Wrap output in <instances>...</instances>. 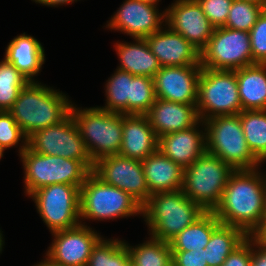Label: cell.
I'll use <instances>...</instances> for the list:
<instances>
[{"instance_id":"obj_25","label":"cell","mask_w":266,"mask_h":266,"mask_svg":"<svg viewBox=\"0 0 266 266\" xmlns=\"http://www.w3.org/2000/svg\"><path fill=\"white\" fill-rule=\"evenodd\" d=\"M243 110H266V64L254 63L236 70Z\"/></svg>"},{"instance_id":"obj_32","label":"cell","mask_w":266,"mask_h":266,"mask_svg":"<svg viewBox=\"0 0 266 266\" xmlns=\"http://www.w3.org/2000/svg\"><path fill=\"white\" fill-rule=\"evenodd\" d=\"M30 81L5 58L0 62V111H9Z\"/></svg>"},{"instance_id":"obj_26","label":"cell","mask_w":266,"mask_h":266,"mask_svg":"<svg viewBox=\"0 0 266 266\" xmlns=\"http://www.w3.org/2000/svg\"><path fill=\"white\" fill-rule=\"evenodd\" d=\"M221 224L212 211H206L193 224L184 228L168 243L171 251H190L204 249L212 232Z\"/></svg>"},{"instance_id":"obj_6","label":"cell","mask_w":266,"mask_h":266,"mask_svg":"<svg viewBox=\"0 0 266 266\" xmlns=\"http://www.w3.org/2000/svg\"><path fill=\"white\" fill-rule=\"evenodd\" d=\"M19 156L24 169V193L28 197L34 191L56 183L81 186L92 172L82 161L42 155L28 147Z\"/></svg>"},{"instance_id":"obj_49","label":"cell","mask_w":266,"mask_h":266,"mask_svg":"<svg viewBox=\"0 0 266 266\" xmlns=\"http://www.w3.org/2000/svg\"><path fill=\"white\" fill-rule=\"evenodd\" d=\"M125 266H133V263L130 260Z\"/></svg>"},{"instance_id":"obj_12","label":"cell","mask_w":266,"mask_h":266,"mask_svg":"<svg viewBox=\"0 0 266 266\" xmlns=\"http://www.w3.org/2000/svg\"><path fill=\"white\" fill-rule=\"evenodd\" d=\"M203 68L235 71L252 65L250 33L225 27L214 29L207 46L200 52Z\"/></svg>"},{"instance_id":"obj_4","label":"cell","mask_w":266,"mask_h":266,"mask_svg":"<svg viewBox=\"0 0 266 266\" xmlns=\"http://www.w3.org/2000/svg\"><path fill=\"white\" fill-rule=\"evenodd\" d=\"M83 142L95 163L104 157L119 154L122 146L123 114L97 107L71 106Z\"/></svg>"},{"instance_id":"obj_36","label":"cell","mask_w":266,"mask_h":266,"mask_svg":"<svg viewBox=\"0 0 266 266\" xmlns=\"http://www.w3.org/2000/svg\"><path fill=\"white\" fill-rule=\"evenodd\" d=\"M249 33L253 63L266 64V9Z\"/></svg>"},{"instance_id":"obj_33","label":"cell","mask_w":266,"mask_h":266,"mask_svg":"<svg viewBox=\"0 0 266 266\" xmlns=\"http://www.w3.org/2000/svg\"><path fill=\"white\" fill-rule=\"evenodd\" d=\"M156 99L153 78L134 76L131 80L128 114L146 115Z\"/></svg>"},{"instance_id":"obj_44","label":"cell","mask_w":266,"mask_h":266,"mask_svg":"<svg viewBox=\"0 0 266 266\" xmlns=\"http://www.w3.org/2000/svg\"><path fill=\"white\" fill-rule=\"evenodd\" d=\"M244 1H248V2H252L255 4H258L260 6H262L263 8L266 9V0H244Z\"/></svg>"},{"instance_id":"obj_47","label":"cell","mask_w":266,"mask_h":266,"mask_svg":"<svg viewBox=\"0 0 266 266\" xmlns=\"http://www.w3.org/2000/svg\"><path fill=\"white\" fill-rule=\"evenodd\" d=\"M142 1L158 5L160 0H142Z\"/></svg>"},{"instance_id":"obj_29","label":"cell","mask_w":266,"mask_h":266,"mask_svg":"<svg viewBox=\"0 0 266 266\" xmlns=\"http://www.w3.org/2000/svg\"><path fill=\"white\" fill-rule=\"evenodd\" d=\"M238 115L247 146L259 160L266 152V110H243Z\"/></svg>"},{"instance_id":"obj_38","label":"cell","mask_w":266,"mask_h":266,"mask_svg":"<svg viewBox=\"0 0 266 266\" xmlns=\"http://www.w3.org/2000/svg\"><path fill=\"white\" fill-rule=\"evenodd\" d=\"M172 266H208L206 248L190 251H172Z\"/></svg>"},{"instance_id":"obj_20","label":"cell","mask_w":266,"mask_h":266,"mask_svg":"<svg viewBox=\"0 0 266 266\" xmlns=\"http://www.w3.org/2000/svg\"><path fill=\"white\" fill-rule=\"evenodd\" d=\"M146 116L158 137L189 129L200 121L196 104L177 103L158 98Z\"/></svg>"},{"instance_id":"obj_34","label":"cell","mask_w":266,"mask_h":266,"mask_svg":"<svg viewBox=\"0 0 266 266\" xmlns=\"http://www.w3.org/2000/svg\"><path fill=\"white\" fill-rule=\"evenodd\" d=\"M265 10L262 6L244 1L233 0L225 28L249 32Z\"/></svg>"},{"instance_id":"obj_22","label":"cell","mask_w":266,"mask_h":266,"mask_svg":"<svg viewBox=\"0 0 266 266\" xmlns=\"http://www.w3.org/2000/svg\"><path fill=\"white\" fill-rule=\"evenodd\" d=\"M44 47L34 36L23 34L14 37L5 49L4 58L12 63L30 82L45 64Z\"/></svg>"},{"instance_id":"obj_23","label":"cell","mask_w":266,"mask_h":266,"mask_svg":"<svg viewBox=\"0 0 266 266\" xmlns=\"http://www.w3.org/2000/svg\"><path fill=\"white\" fill-rule=\"evenodd\" d=\"M142 167L151 195L181 190L184 168L159 150L144 159Z\"/></svg>"},{"instance_id":"obj_2","label":"cell","mask_w":266,"mask_h":266,"mask_svg":"<svg viewBox=\"0 0 266 266\" xmlns=\"http://www.w3.org/2000/svg\"><path fill=\"white\" fill-rule=\"evenodd\" d=\"M68 97L46 84L29 82L8 112L28 138L38 130L60 123L71 113L73 103Z\"/></svg>"},{"instance_id":"obj_35","label":"cell","mask_w":266,"mask_h":266,"mask_svg":"<svg viewBox=\"0 0 266 266\" xmlns=\"http://www.w3.org/2000/svg\"><path fill=\"white\" fill-rule=\"evenodd\" d=\"M18 144L20 155L27 148V137L8 111H0V146L7 150Z\"/></svg>"},{"instance_id":"obj_45","label":"cell","mask_w":266,"mask_h":266,"mask_svg":"<svg viewBox=\"0 0 266 266\" xmlns=\"http://www.w3.org/2000/svg\"><path fill=\"white\" fill-rule=\"evenodd\" d=\"M4 237L2 235V230L0 229V253L2 252V249H3V245H4Z\"/></svg>"},{"instance_id":"obj_21","label":"cell","mask_w":266,"mask_h":266,"mask_svg":"<svg viewBox=\"0 0 266 266\" xmlns=\"http://www.w3.org/2000/svg\"><path fill=\"white\" fill-rule=\"evenodd\" d=\"M158 150V136L146 115L123 114L122 146L119 155L143 161Z\"/></svg>"},{"instance_id":"obj_19","label":"cell","mask_w":266,"mask_h":266,"mask_svg":"<svg viewBox=\"0 0 266 266\" xmlns=\"http://www.w3.org/2000/svg\"><path fill=\"white\" fill-rule=\"evenodd\" d=\"M204 129H201L199 127ZM158 150L182 168H187L206 149V130L202 120L195 126L158 137Z\"/></svg>"},{"instance_id":"obj_28","label":"cell","mask_w":266,"mask_h":266,"mask_svg":"<svg viewBox=\"0 0 266 266\" xmlns=\"http://www.w3.org/2000/svg\"><path fill=\"white\" fill-rule=\"evenodd\" d=\"M148 238L136 246H130L125 241L133 266H172L169 243L151 236Z\"/></svg>"},{"instance_id":"obj_13","label":"cell","mask_w":266,"mask_h":266,"mask_svg":"<svg viewBox=\"0 0 266 266\" xmlns=\"http://www.w3.org/2000/svg\"><path fill=\"white\" fill-rule=\"evenodd\" d=\"M53 241L45 257L57 266H87L93 247L102 238L85 222L52 233Z\"/></svg>"},{"instance_id":"obj_43","label":"cell","mask_w":266,"mask_h":266,"mask_svg":"<svg viewBox=\"0 0 266 266\" xmlns=\"http://www.w3.org/2000/svg\"><path fill=\"white\" fill-rule=\"evenodd\" d=\"M32 266H57L53 263H51L46 257L44 258V260L40 261L39 263H36Z\"/></svg>"},{"instance_id":"obj_9","label":"cell","mask_w":266,"mask_h":266,"mask_svg":"<svg viewBox=\"0 0 266 266\" xmlns=\"http://www.w3.org/2000/svg\"><path fill=\"white\" fill-rule=\"evenodd\" d=\"M197 112L200 120L237 115L242 111L235 71L203 68L198 80Z\"/></svg>"},{"instance_id":"obj_30","label":"cell","mask_w":266,"mask_h":266,"mask_svg":"<svg viewBox=\"0 0 266 266\" xmlns=\"http://www.w3.org/2000/svg\"><path fill=\"white\" fill-rule=\"evenodd\" d=\"M133 77L134 75L129 72L116 69L104 86L106 103L98 107L110 112L128 114V98Z\"/></svg>"},{"instance_id":"obj_39","label":"cell","mask_w":266,"mask_h":266,"mask_svg":"<svg viewBox=\"0 0 266 266\" xmlns=\"http://www.w3.org/2000/svg\"><path fill=\"white\" fill-rule=\"evenodd\" d=\"M252 236H249L241 245L229 254L221 266H251Z\"/></svg>"},{"instance_id":"obj_18","label":"cell","mask_w":266,"mask_h":266,"mask_svg":"<svg viewBox=\"0 0 266 266\" xmlns=\"http://www.w3.org/2000/svg\"><path fill=\"white\" fill-rule=\"evenodd\" d=\"M145 39L161 67L201 65L200 51L167 24Z\"/></svg>"},{"instance_id":"obj_8","label":"cell","mask_w":266,"mask_h":266,"mask_svg":"<svg viewBox=\"0 0 266 266\" xmlns=\"http://www.w3.org/2000/svg\"><path fill=\"white\" fill-rule=\"evenodd\" d=\"M207 152L234 170L258 168V160L247 146L239 115L215 116L203 121Z\"/></svg>"},{"instance_id":"obj_17","label":"cell","mask_w":266,"mask_h":266,"mask_svg":"<svg viewBox=\"0 0 266 266\" xmlns=\"http://www.w3.org/2000/svg\"><path fill=\"white\" fill-rule=\"evenodd\" d=\"M201 70V65L161 67L153 77L156 98L196 104Z\"/></svg>"},{"instance_id":"obj_50","label":"cell","mask_w":266,"mask_h":266,"mask_svg":"<svg viewBox=\"0 0 266 266\" xmlns=\"http://www.w3.org/2000/svg\"><path fill=\"white\" fill-rule=\"evenodd\" d=\"M265 215H266V194H265Z\"/></svg>"},{"instance_id":"obj_3","label":"cell","mask_w":266,"mask_h":266,"mask_svg":"<svg viewBox=\"0 0 266 266\" xmlns=\"http://www.w3.org/2000/svg\"><path fill=\"white\" fill-rule=\"evenodd\" d=\"M206 211L182 190L150 195L142 205V217L153 238L169 242Z\"/></svg>"},{"instance_id":"obj_5","label":"cell","mask_w":266,"mask_h":266,"mask_svg":"<svg viewBox=\"0 0 266 266\" xmlns=\"http://www.w3.org/2000/svg\"><path fill=\"white\" fill-rule=\"evenodd\" d=\"M142 216V205L118 187L106 184L93 172L80 187V221H107Z\"/></svg>"},{"instance_id":"obj_14","label":"cell","mask_w":266,"mask_h":266,"mask_svg":"<svg viewBox=\"0 0 266 266\" xmlns=\"http://www.w3.org/2000/svg\"><path fill=\"white\" fill-rule=\"evenodd\" d=\"M92 172L106 184L130 194L141 205L151 195L140 160L119 154L108 156L96 161Z\"/></svg>"},{"instance_id":"obj_7","label":"cell","mask_w":266,"mask_h":266,"mask_svg":"<svg viewBox=\"0 0 266 266\" xmlns=\"http://www.w3.org/2000/svg\"><path fill=\"white\" fill-rule=\"evenodd\" d=\"M234 171L229 164L206 151L184 169L181 190L205 211H213Z\"/></svg>"},{"instance_id":"obj_24","label":"cell","mask_w":266,"mask_h":266,"mask_svg":"<svg viewBox=\"0 0 266 266\" xmlns=\"http://www.w3.org/2000/svg\"><path fill=\"white\" fill-rule=\"evenodd\" d=\"M134 41L133 43L117 41L114 44L120 61L117 69L134 76L153 78L161 68L157 57L151 52L145 38H134Z\"/></svg>"},{"instance_id":"obj_37","label":"cell","mask_w":266,"mask_h":266,"mask_svg":"<svg viewBox=\"0 0 266 266\" xmlns=\"http://www.w3.org/2000/svg\"><path fill=\"white\" fill-rule=\"evenodd\" d=\"M197 2L215 28L226 24L233 0H197Z\"/></svg>"},{"instance_id":"obj_40","label":"cell","mask_w":266,"mask_h":266,"mask_svg":"<svg viewBox=\"0 0 266 266\" xmlns=\"http://www.w3.org/2000/svg\"><path fill=\"white\" fill-rule=\"evenodd\" d=\"M251 266H266V243L252 236Z\"/></svg>"},{"instance_id":"obj_10","label":"cell","mask_w":266,"mask_h":266,"mask_svg":"<svg viewBox=\"0 0 266 266\" xmlns=\"http://www.w3.org/2000/svg\"><path fill=\"white\" fill-rule=\"evenodd\" d=\"M80 187L56 183L42 187L29 196L51 233L74 228L81 223Z\"/></svg>"},{"instance_id":"obj_46","label":"cell","mask_w":266,"mask_h":266,"mask_svg":"<svg viewBox=\"0 0 266 266\" xmlns=\"http://www.w3.org/2000/svg\"><path fill=\"white\" fill-rule=\"evenodd\" d=\"M266 162V152L265 154L258 160V168L260 169L261 163Z\"/></svg>"},{"instance_id":"obj_11","label":"cell","mask_w":266,"mask_h":266,"mask_svg":"<svg viewBox=\"0 0 266 266\" xmlns=\"http://www.w3.org/2000/svg\"><path fill=\"white\" fill-rule=\"evenodd\" d=\"M27 147L42 155L61 156L82 161L91 171L94 162L83 142L78 125L70 113L55 125L34 132L27 138Z\"/></svg>"},{"instance_id":"obj_48","label":"cell","mask_w":266,"mask_h":266,"mask_svg":"<svg viewBox=\"0 0 266 266\" xmlns=\"http://www.w3.org/2000/svg\"><path fill=\"white\" fill-rule=\"evenodd\" d=\"M4 151L5 149L0 146V159L4 156Z\"/></svg>"},{"instance_id":"obj_42","label":"cell","mask_w":266,"mask_h":266,"mask_svg":"<svg viewBox=\"0 0 266 266\" xmlns=\"http://www.w3.org/2000/svg\"><path fill=\"white\" fill-rule=\"evenodd\" d=\"M259 241L266 243V215L261 228L254 235Z\"/></svg>"},{"instance_id":"obj_1","label":"cell","mask_w":266,"mask_h":266,"mask_svg":"<svg viewBox=\"0 0 266 266\" xmlns=\"http://www.w3.org/2000/svg\"><path fill=\"white\" fill-rule=\"evenodd\" d=\"M265 194L266 174L259 168L235 170L212 212L221 224L240 228L253 236L264 222Z\"/></svg>"},{"instance_id":"obj_16","label":"cell","mask_w":266,"mask_h":266,"mask_svg":"<svg viewBox=\"0 0 266 266\" xmlns=\"http://www.w3.org/2000/svg\"><path fill=\"white\" fill-rule=\"evenodd\" d=\"M166 11V24L200 52L207 46L215 27L197 0H175Z\"/></svg>"},{"instance_id":"obj_31","label":"cell","mask_w":266,"mask_h":266,"mask_svg":"<svg viewBox=\"0 0 266 266\" xmlns=\"http://www.w3.org/2000/svg\"><path fill=\"white\" fill-rule=\"evenodd\" d=\"M129 261L125 240L102 237L93 247L87 266H125Z\"/></svg>"},{"instance_id":"obj_27","label":"cell","mask_w":266,"mask_h":266,"mask_svg":"<svg viewBox=\"0 0 266 266\" xmlns=\"http://www.w3.org/2000/svg\"><path fill=\"white\" fill-rule=\"evenodd\" d=\"M249 236L240 228L220 224L213 232L206 245L208 266H221L231 252Z\"/></svg>"},{"instance_id":"obj_41","label":"cell","mask_w":266,"mask_h":266,"mask_svg":"<svg viewBox=\"0 0 266 266\" xmlns=\"http://www.w3.org/2000/svg\"><path fill=\"white\" fill-rule=\"evenodd\" d=\"M32 1H34L35 3H39V4H42L43 6L45 5V6H50V7H59V5L60 6H62V5H68V4H72V3H74L75 1H77V0H32Z\"/></svg>"},{"instance_id":"obj_15","label":"cell","mask_w":266,"mask_h":266,"mask_svg":"<svg viewBox=\"0 0 266 266\" xmlns=\"http://www.w3.org/2000/svg\"><path fill=\"white\" fill-rule=\"evenodd\" d=\"M166 24V11L142 0H125L107 21L106 28L120 31L130 38H146Z\"/></svg>"}]
</instances>
